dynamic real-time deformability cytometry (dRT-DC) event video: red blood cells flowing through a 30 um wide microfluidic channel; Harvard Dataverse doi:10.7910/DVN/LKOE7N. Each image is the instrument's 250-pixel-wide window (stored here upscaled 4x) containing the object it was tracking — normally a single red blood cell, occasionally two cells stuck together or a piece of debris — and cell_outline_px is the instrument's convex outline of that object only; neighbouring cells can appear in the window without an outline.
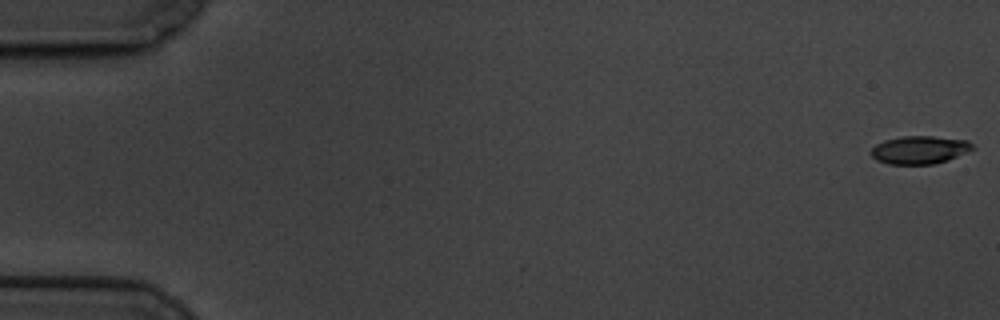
{"species": "common noctule bat (a hibernating species)", "species_latin": "Nyctalus noctula", "temperature_condition": "cold", "stored_images_in_passage": 61, "camera_frame_rate_fps": 3000, "um_per_image_px": 0.085, "animal": {"sex": "male", "body_mass_g": 19.5, "forearm_length_mm": 54.6}, "frame": {"image": 1, "passage_image": 1, "time_ms": 0.0, "image_size_px": [1000, 320], "cell_outline_px": [[976, 148], [948, 160], [932, 164], [888, 164], [876, 160], [872, 156], [872, 148], [876, 144], [884, 140], [900, 136], [932, 136], [968, 140]], "centroid_in_image_um": [78.17, 12.73], "position_along_channel_um": 6.8, "area_um2": 16.59}}
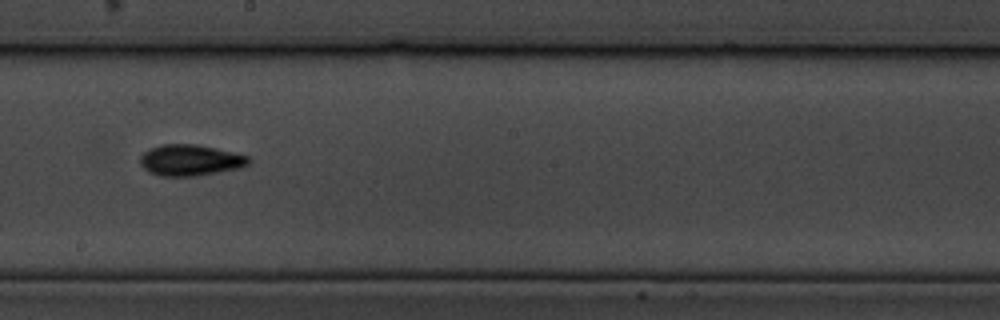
{"frame": {"image": 2, "passage_image": 35, "time_ms": 11.333, "image_size_px": [1000, 320], "cell_outline_px": [[252, 160], [248, 164], [240, 168], [196, 176], [160, 176], [148, 172], [140, 164], [140, 156], [148, 148], [160, 144], [196, 144], [216, 148], [248, 156]], "centroid_in_image_um": [16.14, 13.61], "position_along_channel_um": 232.1, "area_um2": 19.83}}
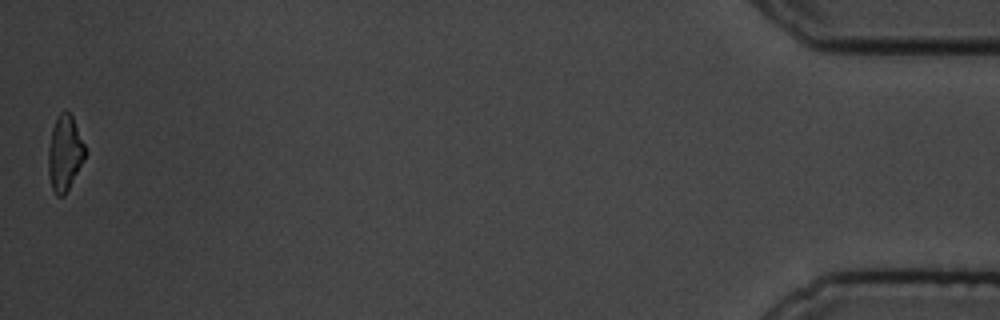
{"frame": {"image": 3, "passage_image": 61, "time_ms": 20.0, "image_size_px": [1000, 320], "cell_outline_px": [[88, 152], [84, 160], [64, 196], [56, 196], [52, 188], [48, 176], [48, 148], [52, 128], [56, 116], [64, 108], [72, 116]], "centroid_in_image_um": [5.5, 13.0], "position_along_channel_um": 429.7, "area_um2": 16.42}, "authors_computed_cell_mechanics": {"area_um2": 17.4556, "velocity_mm_per_s": 3.3258, "shape_relaxation_time_tau1_ms": 2.5227, "shape_relaxation_time_tau2_ms": 2.9253, "deformation_change_tau1": 0.1302, "deformation_change_tau2": 0.087}}